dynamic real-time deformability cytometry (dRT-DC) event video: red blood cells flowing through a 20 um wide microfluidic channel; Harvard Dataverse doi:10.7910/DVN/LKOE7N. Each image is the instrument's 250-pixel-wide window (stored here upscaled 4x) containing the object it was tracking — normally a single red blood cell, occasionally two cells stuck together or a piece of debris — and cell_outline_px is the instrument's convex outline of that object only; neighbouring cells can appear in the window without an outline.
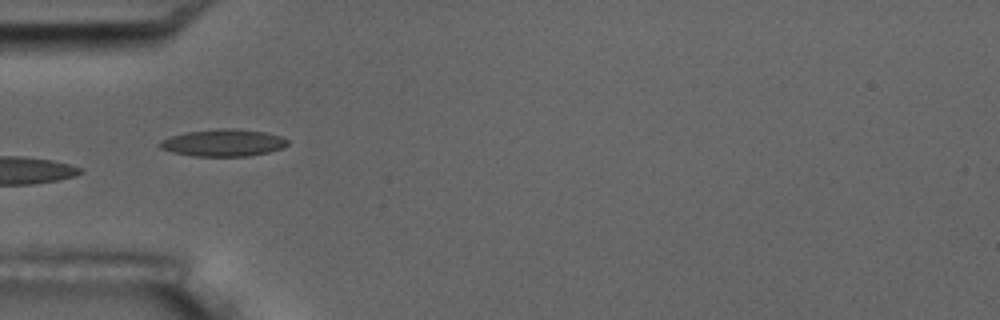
{"species": "common noctule bat (a hibernating species)", "species_latin": "Nyctalus noctula", "temperature_condition": "room temperature", "stored_images_in_passage": 8, "camera_frame_rate_fps": 3000, "um_per_image_px": 0.085, "animal": {"sex": "male", "body_mass_g": 17.5, "forearm_length_mm": 52.3}, "frame": {"image": 1, "passage_image": 7, "time_ms": 7.0, "image_size_px": [1000, 320], "cell_outline_px": [[288, 144], [284, 148], [268, 152], [248, 156], [192, 156], [172, 152], [160, 148], [156, 144], [160, 140], [172, 136], [188, 132], [216, 128], [232, 128], [268, 132], [280, 136], [288, 140]], "centroid_in_image_um": [18.98, 12.13], "position_along_channel_um": 66.0, "area_um2": 20.35}}